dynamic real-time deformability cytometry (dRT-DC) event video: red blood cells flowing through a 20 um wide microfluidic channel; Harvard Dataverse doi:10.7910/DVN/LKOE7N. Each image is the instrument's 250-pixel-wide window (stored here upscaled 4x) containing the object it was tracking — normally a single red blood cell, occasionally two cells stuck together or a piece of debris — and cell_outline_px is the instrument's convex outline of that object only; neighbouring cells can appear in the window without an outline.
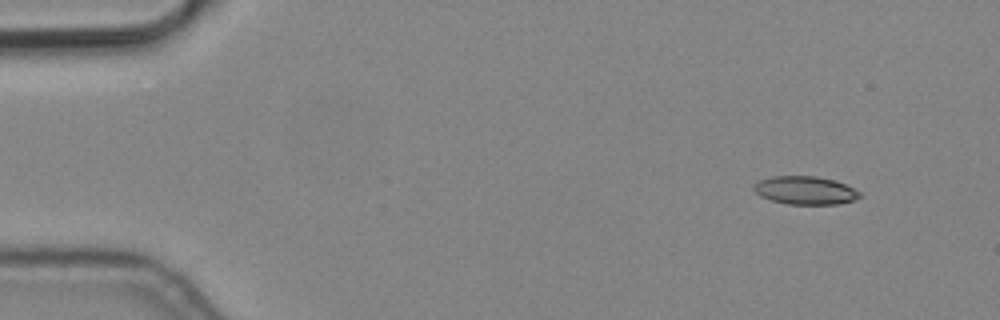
{"species": "common noctule bat (a hibernating species)", "species_latin": "Nyctalus noctula", "temperature_condition": "cold", "stored_images_in_passage": 4, "camera_frame_rate_fps": 3000, "um_per_image_px": 0.085, "animal": {"sex": "male", "body_mass_g": 19.2, "forearm_length_mm": 51.8}, "frame": {"image": 1, "passage_image": 1, "time_ms": 0.0, "image_size_px": [1000, 320], "cell_outline_px": [[860, 196], [852, 200], [836, 204], [788, 204], [772, 200], [760, 196], [752, 188], [752, 184], [756, 180], [772, 176], [816, 176], [832, 180], [844, 184], [860, 192]], "centroid_in_image_um": [68.35, 16.17], "position_along_channel_um": 16.6, "area_um2": 17.28}}